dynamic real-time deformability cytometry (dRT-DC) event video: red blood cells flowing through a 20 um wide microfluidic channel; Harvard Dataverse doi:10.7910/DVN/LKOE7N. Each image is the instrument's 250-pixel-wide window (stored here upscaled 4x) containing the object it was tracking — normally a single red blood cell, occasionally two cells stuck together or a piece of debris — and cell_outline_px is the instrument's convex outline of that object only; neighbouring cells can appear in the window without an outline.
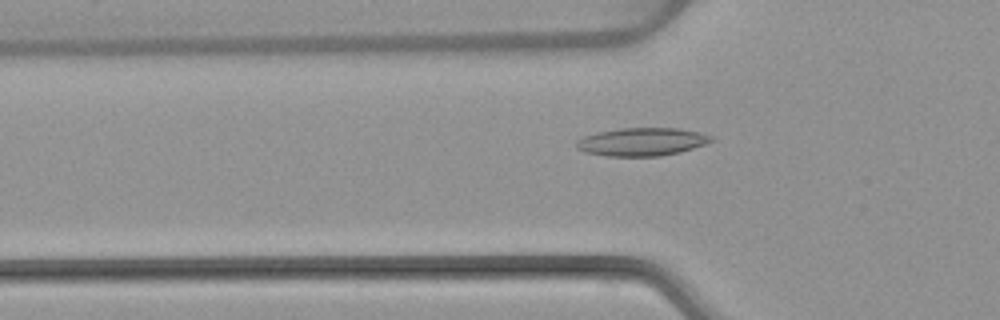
{"species": "common noctule bat (a hibernating species)", "species_latin": "Nyctalus noctula", "temperature_condition": "warm", "stored_images_in_passage": 49, "camera_frame_rate_fps": 3000, "um_per_image_px": 0.085, "animal": {"sex": "female", "body_mass_g": 22.7, "forearm_length_mm": 54.2}, "frame": {"image": 1, "passage_image": 18, "time_ms": 5.667, "image_size_px": [1000, 320], "cell_outline_px": [[716, 140], [680, 152], [660, 156], [608, 156], [584, 152], [576, 148], [576, 140], [584, 136], [596, 132], [620, 128], [680, 128], [700, 132], [712, 136]], "centroid_in_image_um": [54.55, 12.04], "position_along_channel_um": 71.2, "area_um2": 22.2}}
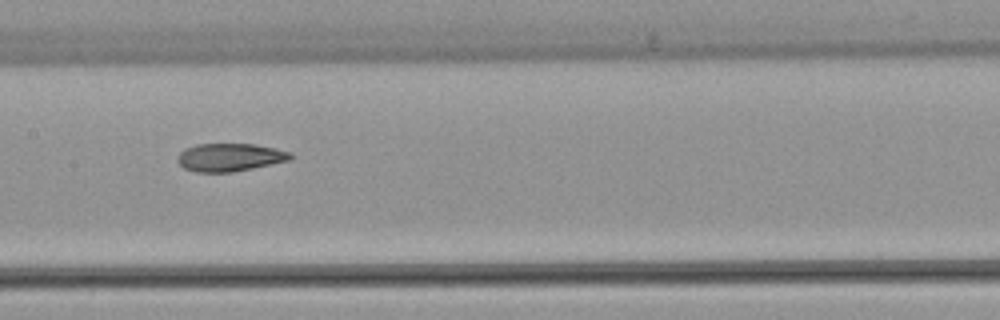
{"frame": {"image": 2, "passage_image": 27, "time_ms": 8.667, "image_size_px": [1000, 320], "cell_outline_px": [[296, 156], [292, 160], [232, 172], [196, 172], [184, 168], [176, 160], [176, 156], [184, 148], [196, 144], [256, 144], [276, 148], [292, 152]], "centroid_in_image_um": [19.57, 13.36], "position_along_channel_um": 187.8, "area_um2": 18.73}}
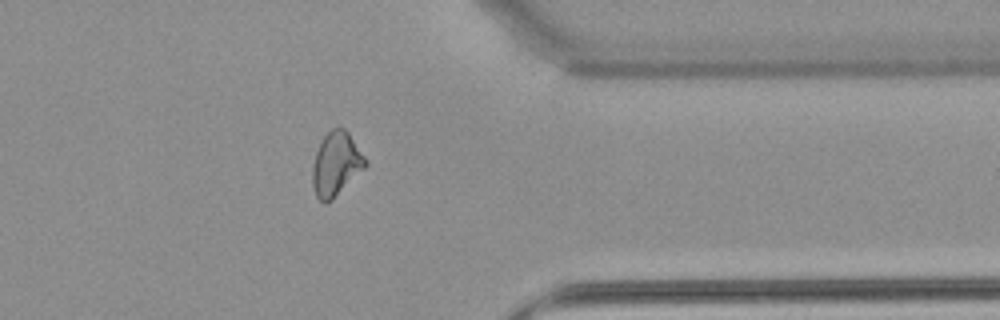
{"frame": {"image": 3, "passage_image": 43, "time_ms": 14.0, "image_size_px": [1000, 320], "cell_outline_px": [[368, 164], [332, 200], [324, 204], [316, 196], [312, 184], [312, 164], [316, 152], [324, 136], [332, 128], [344, 128], [348, 132], [364, 156]], "centroid_in_image_um": [28.54, 13.96], "position_along_channel_um": 382.9, "area_um2": 19.42}}